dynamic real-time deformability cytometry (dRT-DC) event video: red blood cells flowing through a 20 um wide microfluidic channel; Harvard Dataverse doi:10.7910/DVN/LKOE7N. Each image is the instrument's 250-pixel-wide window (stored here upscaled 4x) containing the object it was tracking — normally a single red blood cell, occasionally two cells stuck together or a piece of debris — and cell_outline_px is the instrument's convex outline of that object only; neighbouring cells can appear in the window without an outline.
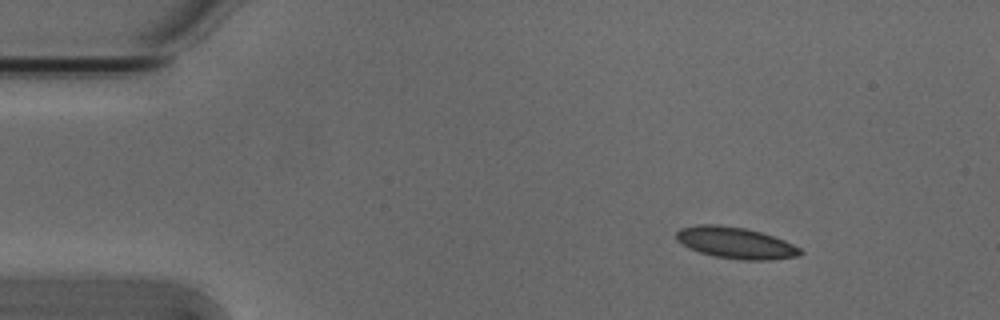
{"species": "Egyptian fruit bat (a non-hibernating species)", "species_latin": "Rousettus aegyptiacus", "temperature_condition": "cold", "stored_images_in_passage": 6, "camera_frame_rate_fps": 3000, "um_per_image_px": 0.085, "animal": {"sex": "male"}, "frame": {"image": 1, "passage_image": 1, "time_ms": 0.0, "image_size_px": [1000, 320], "cell_outline_px": [[804, 252], [800, 256], [772, 260], [744, 260], [712, 256], [688, 248], [676, 240], [676, 232], [680, 228], [696, 224], [716, 224], [744, 228], [760, 232], [784, 240], [800, 248]], "centroid_in_image_um": [62.51, 20.65], "position_along_channel_um": 22.5, "area_um2": 22.83}}
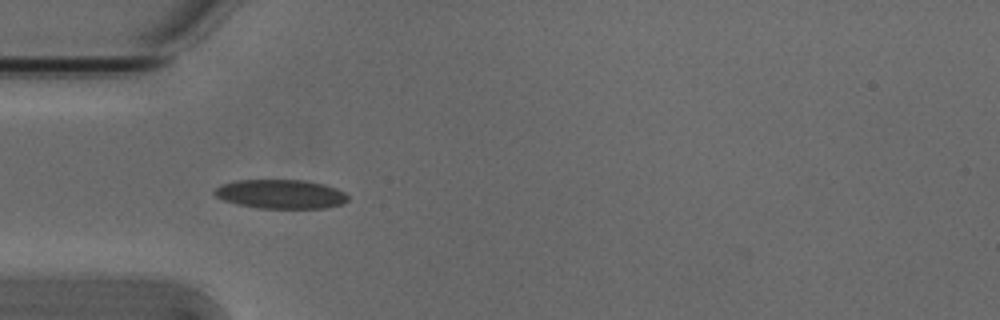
{"frame": {"image": 2, "passage_image": 3, "time_ms": 0.667, "image_size_px": [1000, 320], "cell_outline_px": [[348, 200], [344, 204], [324, 208], [256, 208], [236, 204], [224, 200], [216, 196], [212, 192], [220, 184], [236, 180], [304, 180], [324, 184], [336, 188], [344, 192], [348, 196]], "centroid_in_image_um": [23.85, 16.5], "position_along_channel_um": 61.1, "area_um2": 22.77}}
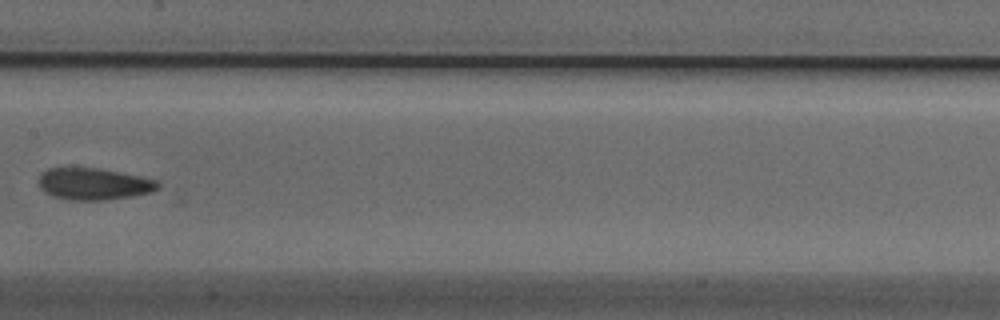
{"frame": {"image": 3, "passage_image": 6, "time_ms": 1.667, "image_size_px": [1000, 320], "cell_outline_px": [[160, 188], [152, 192], [104, 200], [68, 200], [52, 196], [44, 192], [40, 188], [40, 172], [48, 168], [100, 168], [140, 176], [156, 180], [160, 184]], "centroid_in_image_um": [7.96, 15.63], "position_along_channel_um": 199.4, "area_um2": 22.08}}